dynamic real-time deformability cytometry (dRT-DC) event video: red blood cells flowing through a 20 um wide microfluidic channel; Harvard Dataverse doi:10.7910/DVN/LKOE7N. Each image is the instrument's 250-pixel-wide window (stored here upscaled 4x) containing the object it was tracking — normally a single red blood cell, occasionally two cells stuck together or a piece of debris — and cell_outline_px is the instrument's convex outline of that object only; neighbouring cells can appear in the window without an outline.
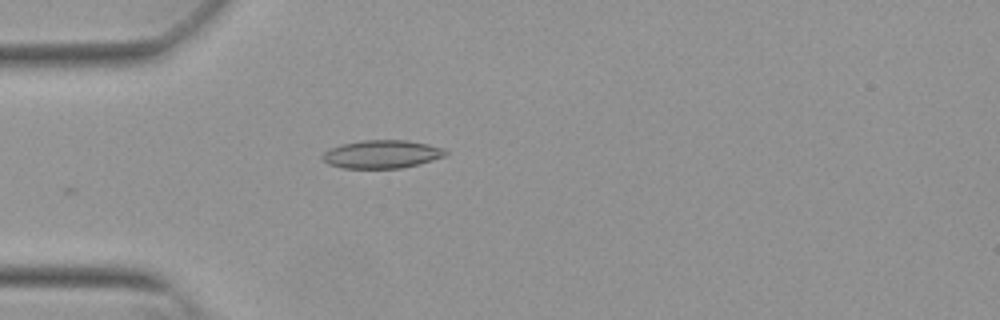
{"species": "Egyptian fruit bat (a non-hibernating species)", "species_latin": "Rousettus aegyptiacus", "temperature_condition": "warm", "stored_images_in_passage": 8, "camera_frame_rate_fps": 3000, "um_per_image_px": 0.085, "animal": {"sex": "female"}, "frame": {"image": 1, "passage_image": 2, "time_ms": 0.333, "image_size_px": [1000, 320], "cell_outline_px": [[448, 152], [444, 156], [420, 164], [404, 168], [340, 168], [328, 164], [320, 156], [328, 148], [360, 140], [408, 140], [428, 144], [444, 148]], "centroid_in_image_um": [32.45, 13.11], "position_along_channel_um": 52.6, "area_um2": 20.35}}
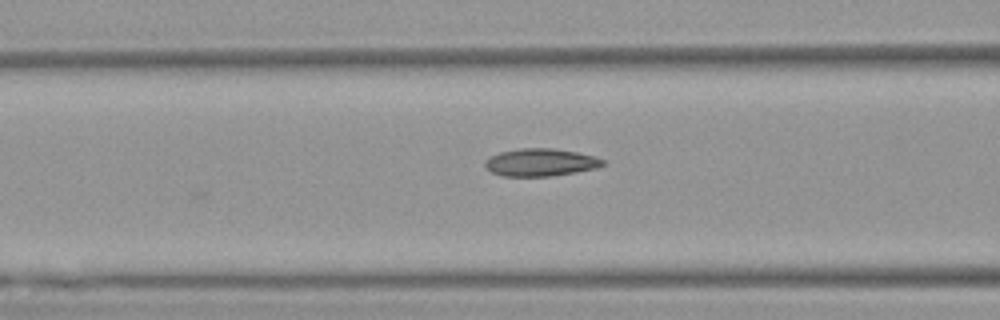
{"frame": {"image": 2, "passage_image": 8, "time_ms": 2.333, "image_size_px": [1000, 320], "cell_outline_px": [[604, 164], [596, 168], [576, 172], [552, 176], [500, 176], [484, 168], [484, 160], [500, 152], [520, 148], [552, 148], [576, 152], [596, 156], [604, 160]], "centroid_in_image_um": [45.92, 13.8], "position_along_channel_um": 120.7, "area_um2": 19.02}}